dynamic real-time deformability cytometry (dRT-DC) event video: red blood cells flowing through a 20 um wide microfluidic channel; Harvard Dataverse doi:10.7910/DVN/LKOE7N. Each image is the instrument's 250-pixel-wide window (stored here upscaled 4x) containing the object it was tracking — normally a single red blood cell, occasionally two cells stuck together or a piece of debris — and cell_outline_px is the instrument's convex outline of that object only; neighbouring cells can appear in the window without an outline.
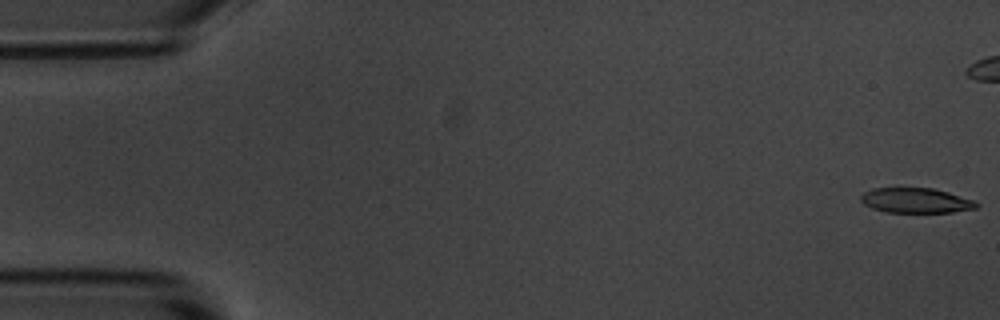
{"species": "common noctule bat (a hibernating species)", "species_latin": "Nyctalus noctula", "temperature_condition": "room temperature", "stored_images_in_passage": 10, "camera_frame_rate_fps": 3000, "um_per_image_px": 0.085, "animal": {"sex": "male", "body_mass_g": 20.1, "forearm_length_mm": 53.5}, "frame": {"image": 1, "passage_image": 1, "time_ms": 0.0, "image_size_px": [1000, 320], "cell_outline_px": [[980, 204], [976, 208], [952, 212], [888, 212], [872, 208], [864, 204], [860, 200], [860, 196], [864, 192], [872, 188], [932, 188], [948, 192], [976, 200]], "centroid_in_image_um": [77.87, 17.03], "position_along_channel_um": 7.1, "area_um2": 16.88}}
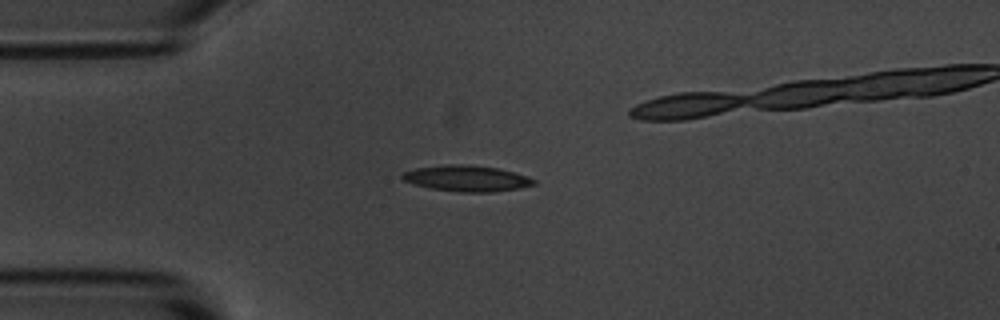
{"frame": {"image": 2, "passage_image": 4, "time_ms": 4.333, "image_size_px": [1000, 320], "cell_outline_px": [[536, 184], [520, 188], [492, 192], [460, 192], [432, 188], [416, 184], [404, 180], [400, 176], [404, 172], [416, 168], [444, 164], [460, 164], [500, 168], [528, 176], [536, 180]], "centroid_in_image_um": [39.72, 15.16], "position_along_channel_um": 45.3, "area_um2": 19.83}}